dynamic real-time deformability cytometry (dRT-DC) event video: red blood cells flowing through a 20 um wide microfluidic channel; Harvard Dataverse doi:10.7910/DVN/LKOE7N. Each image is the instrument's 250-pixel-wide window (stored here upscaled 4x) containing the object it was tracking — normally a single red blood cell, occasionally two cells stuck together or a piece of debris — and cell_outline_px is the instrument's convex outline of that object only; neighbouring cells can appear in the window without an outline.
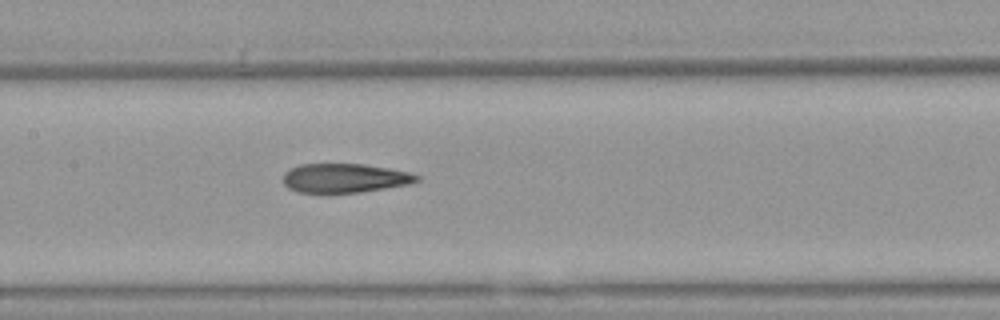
{"species": "Egyptian fruit bat (a non-hibernating species)", "species_latin": "Rousettus aegyptiacus", "temperature_condition": "warm", "stored_images_in_passage": 6, "camera_frame_rate_fps": 3000, "um_per_image_px": 0.085, "animal": {"sex": "female"}, "frame": {"image": 1, "passage_image": 6, "time_ms": 1.667, "image_size_px": [1000, 320], "cell_outline_px": [[420, 180], [408, 184], [360, 192], [332, 196], [324, 196], [296, 192], [288, 188], [284, 184], [284, 172], [300, 164], [364, 164], [388, 168], [408, 172], [420, 176]], "centroid_in_image_um": [29.23, 15.19], "position_along_channel_um": 178.2, "area_um2": 23.47}}